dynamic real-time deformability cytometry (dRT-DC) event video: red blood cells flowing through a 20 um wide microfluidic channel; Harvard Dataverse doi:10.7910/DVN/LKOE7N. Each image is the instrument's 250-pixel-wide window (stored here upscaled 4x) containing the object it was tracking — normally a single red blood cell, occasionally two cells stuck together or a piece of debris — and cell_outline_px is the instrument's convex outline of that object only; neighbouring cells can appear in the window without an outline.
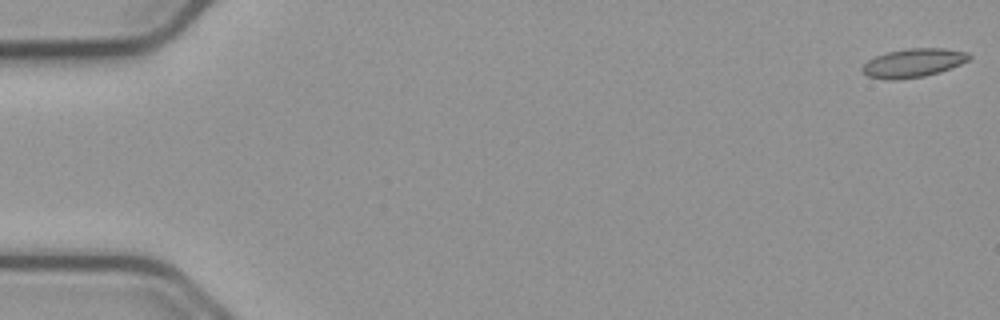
{"species": "common noctule bat (a hibernating species)", "species_latin": "Nyctalus noctula", "temperature_condition": "cold", "stored_images_in_passage": 55, "camera_frame_rate_fps": 3000, "um_per_image_px": 0.085, "animal": {"sex": "male", "body_mass_g": 23.1, "forearm_length_mm": 52.7}, "frame": {"image": 1, "passage_image": 1, "time_ms": 0.0, "image_size_px": [1000, 320], "cell_outline_px": [[972, 56], [968, 60], [960, 64], [940, 72], [924, 76], [896, 80], [888, 80], [868, 76], [860, 68], [868, 60], [876, 56], [888, 52], [908, 48], [944, 48], [968, 52]], "centroid_in_image_um": [77.64, 5.34], "position_along_channel_um": 7.4, "area_um2": 17.8}}
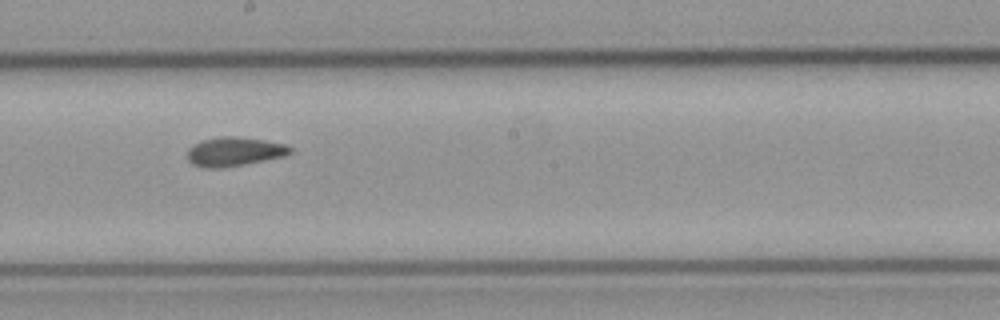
{"frame": {"image": 2, "passage_image": 31, "time_ms": 10.0, "image_size_px": [1000, 320], "cell_outline_px": [[292, 152], [284, 156], [244, 164], [216, 168], [204, 168], [192, 164], [188, 160], [188, 148], [192, 144], [200, 140], [220, 136], [236, 136], [264, 140], [284, 144], [292, 148]], "centroid_in_image_um": [19.87, 12.87], "position_along_channel_um": 228.3, "area_um2": 17.4}}
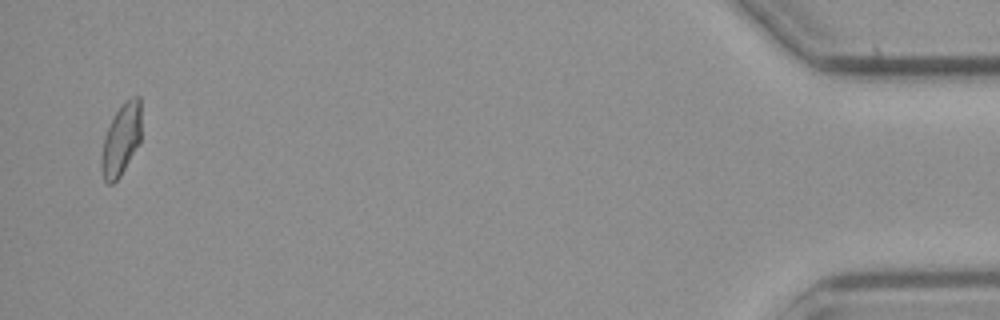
{"frame": {"image": 3, "passage_image": 54, "time_ms": 17.667, "image_size_px": [1000, 320], "cell_outline_px": [[140, 140], [120, 176], [112, 184], [108, 184], [104, 180], [100, 168], [100, 156], [104, 136], [116, 112], [132, 96], [140, 96]], "centroid_in_image_um": [10.26, 11.91], "position_along_channel_um": 424.9, "area_um2": 16.3}, "authors_computed_cell_mechanics": {"area_um2": 17.1088, "velocity_mm_per_s": 3.7414, "shape_relaxation_time_tau1_ms": null, "shape_relaxation_time_tau2_ms": 1.8494, "deformation_change_tau1": null, "deformation_change_tau2": 0.0683}}